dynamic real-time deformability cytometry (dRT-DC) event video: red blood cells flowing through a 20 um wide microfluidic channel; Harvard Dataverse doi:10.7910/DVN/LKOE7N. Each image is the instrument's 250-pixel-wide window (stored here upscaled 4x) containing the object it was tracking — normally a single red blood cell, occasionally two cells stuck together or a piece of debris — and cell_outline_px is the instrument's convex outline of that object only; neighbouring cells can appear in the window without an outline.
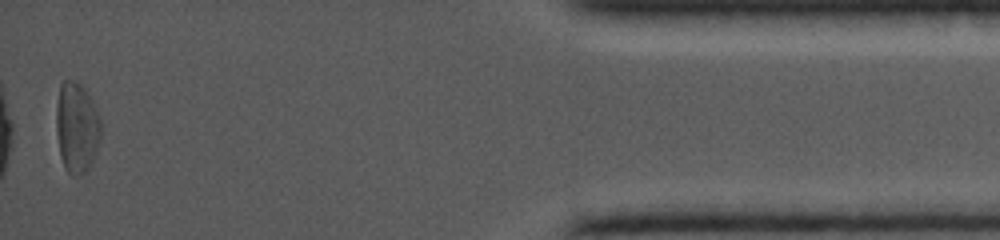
{"species": "common noctule bat (a hibernating species)", "species_latin": "Nyctalus noctula", "temperature_condition": "cold", "stored_images_in_passage": 22, "camera_frame_rate_fps": 5000, "um_per_image_px": 0.085, "animal": {"sex": "female", "body_mass_g": 19.0, "forearm_length_mm": 56.7}, "frame": {"image": 1, "passage_image": 22, "time_ms": 10.4, "image_size_px": [1000, 240], "cell_outline_px": [[100, 140], [96, 152], [88, 168], [84, 172], [76, 176], [72, 176], [64, 168], [60, 156], [56, 132], [56, 104], [60, 84], [64, 80], [72, 80], [80, 84], [84, 88], [100, 120]], "centroid_in_image_um": [6.48, 10.86], "position_along_channel_um": 428.7, "area_um2": 23.35}}